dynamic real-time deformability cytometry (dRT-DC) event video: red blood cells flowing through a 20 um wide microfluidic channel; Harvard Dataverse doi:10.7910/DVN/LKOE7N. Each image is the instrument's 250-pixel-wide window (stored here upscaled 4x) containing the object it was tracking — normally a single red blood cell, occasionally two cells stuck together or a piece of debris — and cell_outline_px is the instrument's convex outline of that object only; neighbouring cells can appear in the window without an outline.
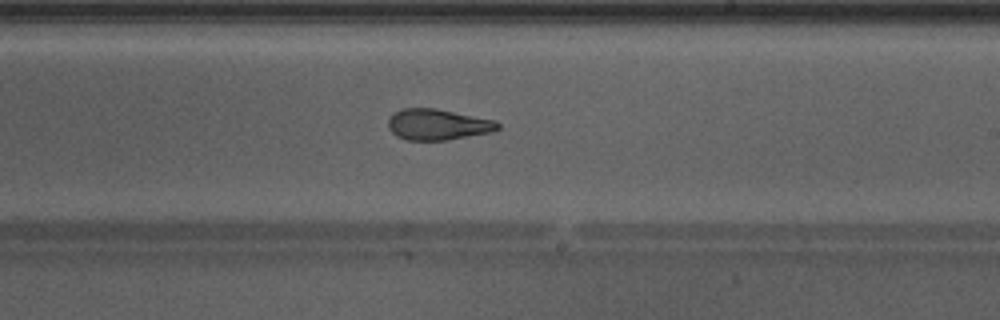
{"species": "Egyptian fruit bat (a non-hibernating species)", "species_latin": "Rousettus aegyptiacus", "temperature_condition": "warm", "stored_images_in_passage": 45, "camera_frame_rate_fps": 3000, "um_per_image_px": 0.085, "animal": {"sex": "male"}, "frame": {"image": 1, "passage_image": 26, "time_ms": 8.333, "image_size_px": [1000, 320], "cell_outline_px": [[500, 128], [492, 132], [448, 140], [408, 140], [396, 136], [388, 128], [388, 120], [396, 112], [404, 108], [436, 108], [496, 120], [500, 124]], "centroid_in_image_um": [37.24, 10.59], "position_along_channel_um": 251.8, "area_um2": 19.83}, "authors_computed_cell_mechanics": {"area_um2": 20.9814, "velocity_mm_per_s": 4.3034, "shape_relaxation_time_tau1_ms": 5.1971, "shape_relaxation_time_tau2_ms": 1.7006, "deformation_change_tau1": 0.2046, "deformation_change_tau2": 0.1114}}